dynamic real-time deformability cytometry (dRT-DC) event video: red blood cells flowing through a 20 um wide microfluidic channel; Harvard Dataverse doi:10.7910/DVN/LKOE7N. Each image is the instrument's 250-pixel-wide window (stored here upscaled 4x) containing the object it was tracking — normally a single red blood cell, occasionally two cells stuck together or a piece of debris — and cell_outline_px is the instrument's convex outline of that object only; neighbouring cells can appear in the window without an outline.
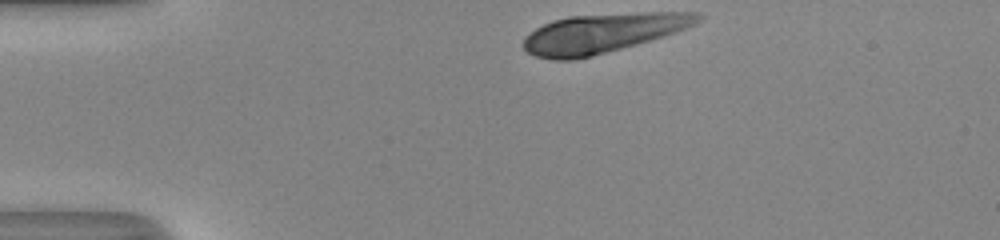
{"species": "human", "species_latin": "Homo sapiens", "temperature_condition": "room temperature", "stored_images_in_passage": 32, "camera_frame_rate_fps": 3000, "um_per_image_px": 0.085, "donor": {"sex": "male"}, "frame": {"image": 1, "passage_image": 1, "time_ms": 0.0, "image_size_px": [1000, 240], "cell_outline_px": [[704, 16], [696, 24], [676, 32], [664, 36], [636, 44], [592, 56], [572, 60], [552, 60], [536, 56], [528, 52], [524, 48], [524, 40], [536, 28], [552, 20], [568, 16], [644, 12], [696, 12]], "centroid_in_image_um": [51.26, 2.81], "position_along_channel_um": 33.7, "area_um2": 39.65}}
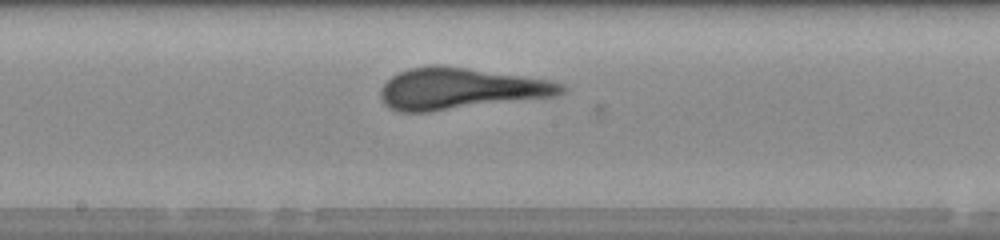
{"frame": {"image": 2, "passage_image": 18, "time_ms": 5.667, "image_size_px": [1000, 240], "cell_outline_px": [[568, 88], [560, 96], [432, 112], [400, 112], [384, 104], [380, 96], [380, 92], [384, 84], [392, 76], [408, 68], [436, 64], [440, 64], [552, 80], [564, 84]], "centroid_in_image_um": [39.19, 7.54], "position_along_channel_um": 209.0, "area_um2": 44.22}}
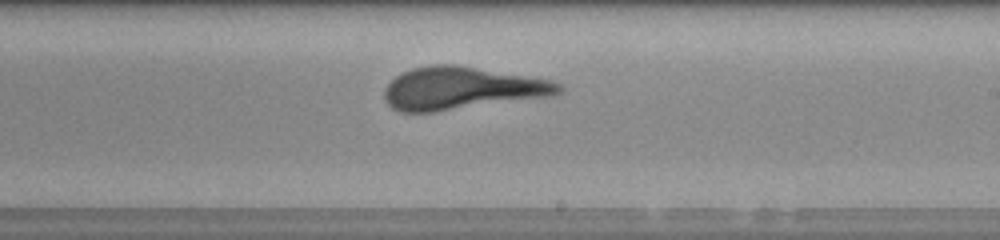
{"frame": {"image": 3, "passage_image": 21, "time_ms": 6.667, "image_size_px": [1000, 240], "cell_outline_px": [[564, 92], [552, 96], [432, 112], [400, 112], [392, 108], [384, 100], [384, 88], [396, 76], [412, 68], [432, 64], [456, 64], [552, 80], [560, 84], [564, 88]], "centroid_in_image_um": [39.25, 7.5], "position_along_channel_um": 249.7, "area_um2": 43.35}}